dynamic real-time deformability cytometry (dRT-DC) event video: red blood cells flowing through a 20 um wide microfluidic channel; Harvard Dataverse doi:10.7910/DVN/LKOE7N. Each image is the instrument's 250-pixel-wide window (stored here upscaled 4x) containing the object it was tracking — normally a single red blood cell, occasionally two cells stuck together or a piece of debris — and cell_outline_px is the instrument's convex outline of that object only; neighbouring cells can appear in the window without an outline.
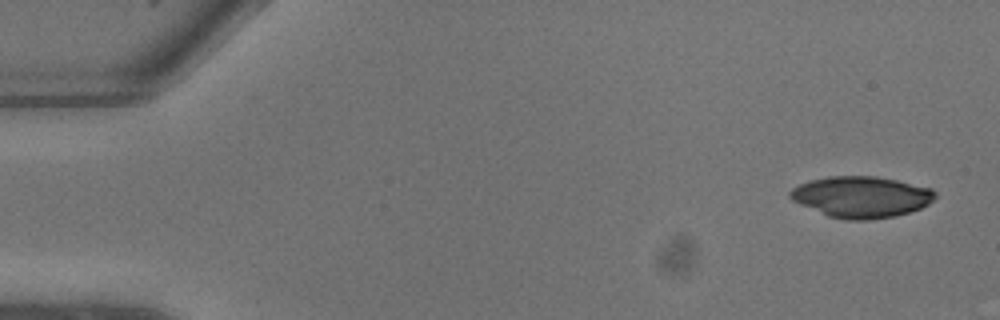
{"species": "common noctule bat (a hibernating species)", "species_latin": "Nyctalus noctula", "temperature_condition": "warm", "stored_images_in_passage": 8, "camera_frame_rate_fps": 3000, "um_per_image_px": 0.085, "animal": {"sex": "male", "body_mass_g": 13.3}, "frame": {"image": 1, "passage_image": 1, "time_ms": 0.0, "image_size_px": [1000, 320], "cell_outline_px": [[936, 196], [928, 204], [920, 208], [896, 216], [868, 220], [844, 220], [828, 216], [800, 204], [792, 200], [788, 196], [788, 192], [792, 188], [808, 180], [828, 176], [876, 176], [896, 180], [932, 188], [936, 192]], "centroid_in_image_um": [73.19, 16.73], "position_along_channel_um": 11.8, "area_um2": 34.97}}